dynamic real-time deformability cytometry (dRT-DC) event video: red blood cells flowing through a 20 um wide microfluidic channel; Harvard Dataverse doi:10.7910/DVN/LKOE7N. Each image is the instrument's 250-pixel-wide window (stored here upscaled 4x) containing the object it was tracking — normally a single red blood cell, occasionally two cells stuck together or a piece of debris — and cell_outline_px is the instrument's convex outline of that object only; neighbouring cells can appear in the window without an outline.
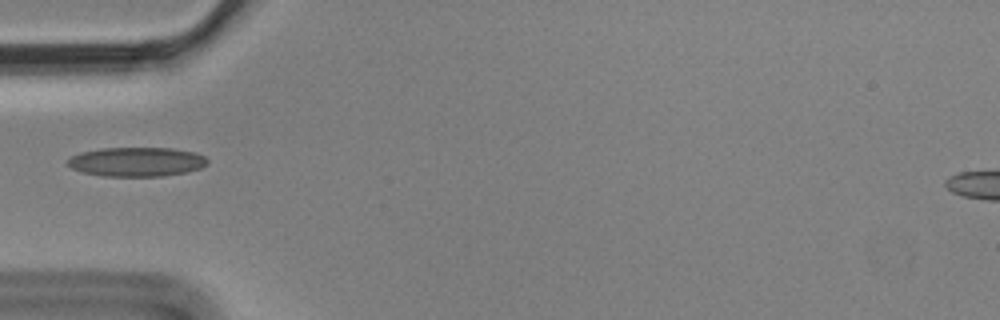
{"species": "Egyptian fruit bat (a non-hibernating species)", "species_latin": "Rousettus aegyptiacus", "temperature_condition": "cold", "stored_images_in_passage": 3, "camera_frame_rate_fps": 3000, "um_per_image_px": 0.085, "animal": {"sex": "male"}, "frame": {"image": 1, "passage_image": 3, "time_ms": 0.667, "image_size_px": [1000, 320], "cell_outline_px": [[208, 164], [200, 168], [188, 172], [160, 176], [104, 176], [80, 172], [72, 168], [68, 164], [68, 160], [72, 156], [80, 152], [100, 148], [172, 148], [196, 152], [204, 156], [208, 160]], "centroid_in_image_um": [11.63, 13.75], "position_along_channel_um": 73.4, "area_um2": 23.93}}